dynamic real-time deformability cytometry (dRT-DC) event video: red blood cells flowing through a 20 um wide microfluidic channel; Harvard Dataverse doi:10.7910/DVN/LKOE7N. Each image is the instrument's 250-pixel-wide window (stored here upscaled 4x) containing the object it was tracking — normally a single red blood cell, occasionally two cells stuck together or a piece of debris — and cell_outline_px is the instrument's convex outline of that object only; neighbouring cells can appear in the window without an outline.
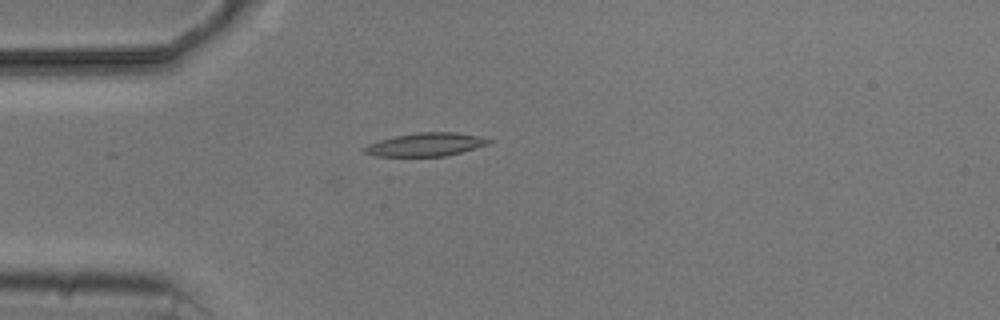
{"species": "common noctule bat (a hibernating species)", "species_latin": "Nyctalus noctula", "temperature_condition": "cold", "stored_images_in_passage": 2, "camera_frame_rate_fps": 3000, "um_per_image_px": 0.085, "animal": {"sex": "male", "body_mass_g": 20.5, "forearm_length_mm": 52.5}, "frame": {"image": 1, "passage_image": 2, "time_ms": 1.0, "image_size_px": [1000, 320], "cell_outline_px": [[492, 140], [488, 144], [460, 152], [444, 156], [376, 156], [360, 152], [360, 148], [368, 144], [392, 136], [416, 132], [456, 132], [476, 136]], "centroid_in_image_um": [36.07, 12.28], "position_along_channel_um": 48.9, "area_um2": 16.88}}